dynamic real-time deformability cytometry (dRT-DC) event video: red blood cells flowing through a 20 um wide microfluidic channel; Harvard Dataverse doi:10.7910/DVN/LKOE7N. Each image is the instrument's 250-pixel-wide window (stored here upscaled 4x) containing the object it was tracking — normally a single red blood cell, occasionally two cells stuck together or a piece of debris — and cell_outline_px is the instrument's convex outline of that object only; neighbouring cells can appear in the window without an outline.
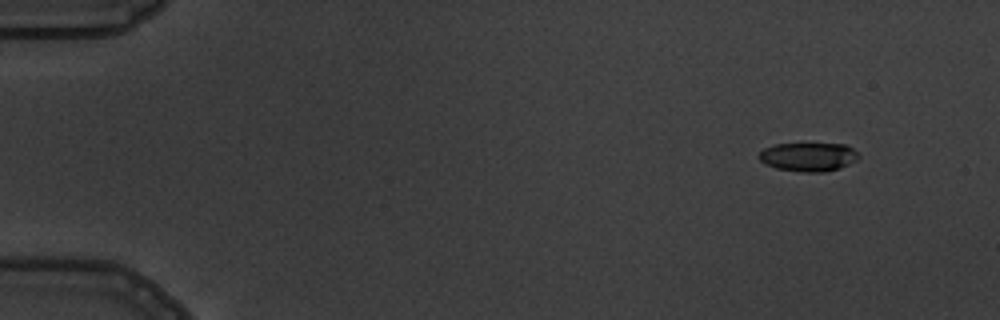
{"species": "common noctule bat (a hibernating species)", "species_latin": "Nyctalus noctula", "temperature_condition": "warm", "stored_images_in_passage": 5, "camera_frame_rate_fps": 3000, "um_per_image_px": 0.085, "animal": {"sex": "male", "body_mass_g": 19.5, "forearm_length_mm": 54.6}, "frame": {"image": 1, "passage_image": 1, "time_ms": 0.0, "image_size_px": [1000, 320], "cell_outline_px": [[860, 156], [856, 160], [840, 168], [824, 172], [800, 172], [776, 168], [764, 164], [756, 156], [764, 148], [776, 144], [844, 144], [852, 148]], "centroid_in_image_um": [68.68, 13.34], "position_along_channel_um": 16.3, "area_um2": 16.7}}
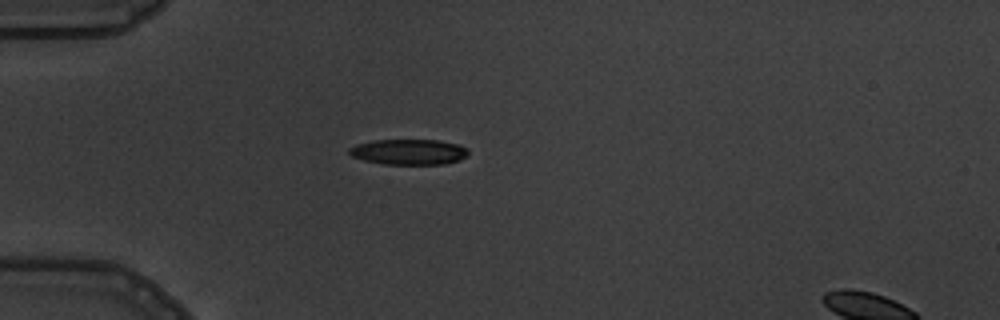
{"frame": {"image": 2, "passage_image": 4, "time_ms": 3.667, "image_size_px": [1000, 320], "cell_outline_px": [[468, 156], [460, 160], [444, 164], [384, 164], [364, 160], [352, 156], [348, 152], [348, 148], [356, 144], [372, 140], [440, 140], [460, 144], [468, 148]], "centroid_in_image_um": [34.78, 12.9], "position_along_channel_um": 50.2, "area_um2": 17.92}}